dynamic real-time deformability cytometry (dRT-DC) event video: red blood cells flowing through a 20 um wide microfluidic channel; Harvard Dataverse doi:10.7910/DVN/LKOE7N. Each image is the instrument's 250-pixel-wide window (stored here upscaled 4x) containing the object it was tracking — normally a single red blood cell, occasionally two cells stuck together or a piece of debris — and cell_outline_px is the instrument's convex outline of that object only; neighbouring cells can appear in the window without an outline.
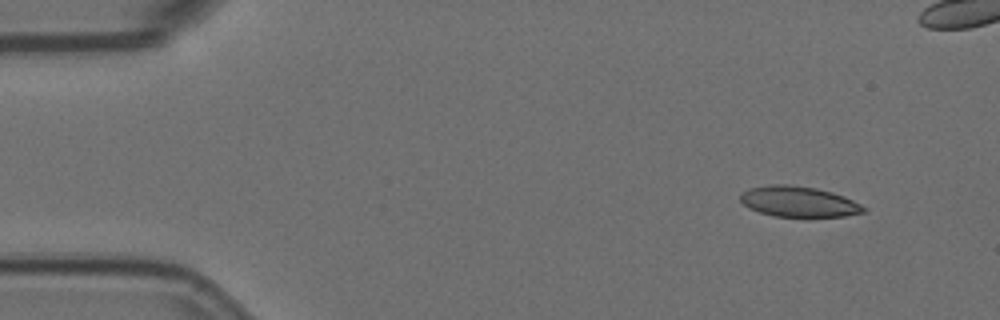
{"species": "Egyptian fruit bat (a non-hibernating species)", "species_latin": "Rousettus aegyptiacus", "temperature_condition": "room temperature", "stored_images_in_passage": 4, "camera_frame_rate_fps": 3000, "um_per_image_px": 0.085, "animal": {"sex": "female"}, "frame": {"image": 1, "passage_image": 1, "time_ms": 0.0, "image_size_px": [1000, 320], "cell_outline_px": [[868, 208], [864, 212], [844, 216], [808, 220], [772, 216], [748, 208], [740, 200], [740, 192], [748, 188], [768, 184], [788, 184], [816, 188], [832, 192], [844, 196]], "centroid_in_image_um": [67.88, 17.18], "position_along_channel_um": 17.1, "area_um2": 23.06}}